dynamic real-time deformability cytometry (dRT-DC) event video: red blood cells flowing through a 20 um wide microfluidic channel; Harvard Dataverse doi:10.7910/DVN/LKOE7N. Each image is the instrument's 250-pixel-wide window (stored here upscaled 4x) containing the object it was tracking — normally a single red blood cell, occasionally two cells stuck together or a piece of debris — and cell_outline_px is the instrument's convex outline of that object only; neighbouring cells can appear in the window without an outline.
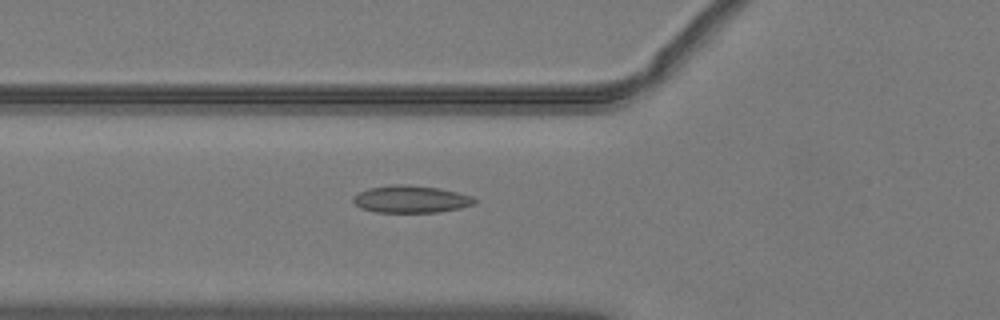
{"species": "common noctule bat (a hibernating species)", "species_latin": "Nyctalus noctula", "temperature_condition": "warm", "stored_images_in_passage": 52, "camera_frame_rate_fps": 3000, "um_per_image_px": 0.085, "animal": {"sex": "male", "body_mass_g": 19.2, "forearm_length_mm": 51.8}, "frame": {"image": 1, "passage_image": 20, "time_ms": 6.333, "image_size_px": [1000, 320], "cell_outline_px": [[476, 204], [460, 208], [440, 212], [376, 212], [360, 208], [352, 200], [352, 196], [368, 188], [392, 184], [408, 184], [436, 188], [456, 192], [472, 196], [476, 200]], "centroid_in_image_um": [34.91, 16.93], "position_along_channel_um": 90.9, "area_um2": 19.31}}
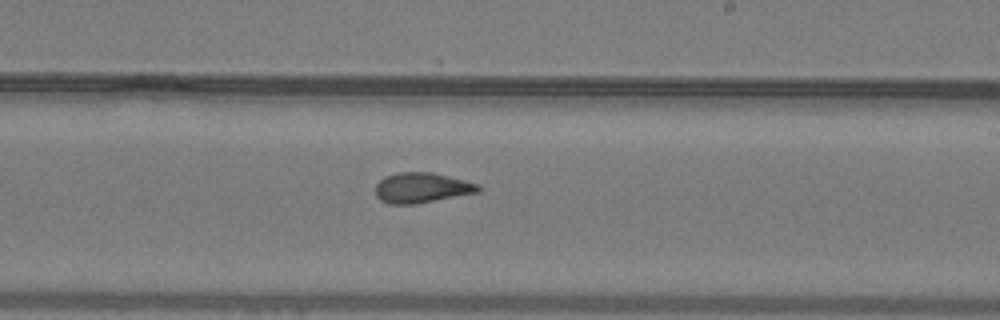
{"frame": {"image": 2, "passage_image": 32, "time_ms": 10.333, "image_size_px": [1000, 320], "cell_outline_px": [[484, 188], [480, 192], [416, 204], [388, 204], [380, 200], [376, 196], [376, 184], [384, 176], [396, 172], [432, 172], [480, 184]], "centroid_in_image_um": [35.87, 15.96], "position_along_channel_um": 253.1, "area_um2": 18.38}}
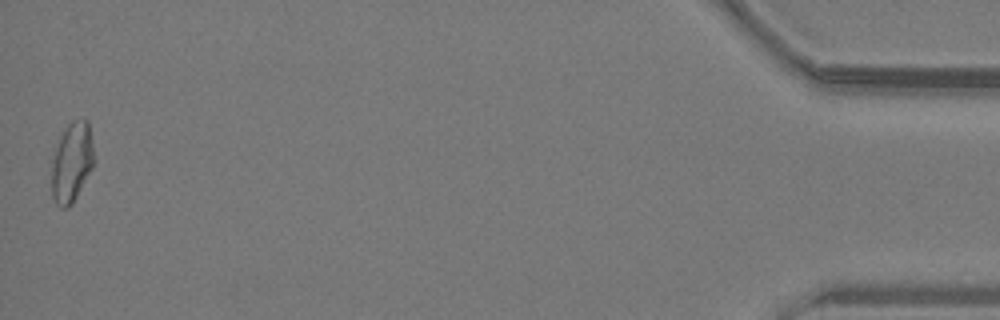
{"frame": {"image": 3, "passage_image": 52, "time_ms": 17.0, "image_size_px": [1000, 320], "cell_outline_px": [[92, 168], [72, 204], [68, 208], [60, 208], [52, 200], [52, 160], [60, 136], [68, 124], [72, 120], [84, 116], [88, 120], [92, 144]], "centroid_in_image_um": [6.08, 13.79], "position_along_channel_um": 429.1, "area_um2": 19.59}, "authors_computed_cell_mechanics": {"area_um2": 18.8428, "velocity_mm_per_s": 4.0383, "shape_relaxation_time_tau1_ms": null, "shape_relaxation_time_tau2_ms": 1.8119, "deformation_change_tau1": null, "deformation_change_tau2": 0.0918}}